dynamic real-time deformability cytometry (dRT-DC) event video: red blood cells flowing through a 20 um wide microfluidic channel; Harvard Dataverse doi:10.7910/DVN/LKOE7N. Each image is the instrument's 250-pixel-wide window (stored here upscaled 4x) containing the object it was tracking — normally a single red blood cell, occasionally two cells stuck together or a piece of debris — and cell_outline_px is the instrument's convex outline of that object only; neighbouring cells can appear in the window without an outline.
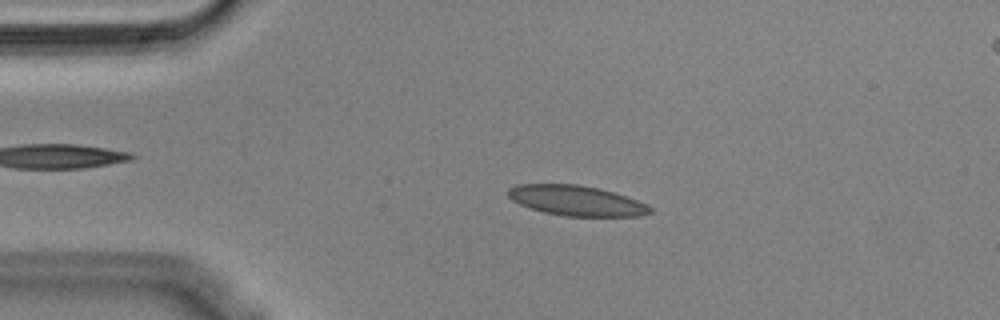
{"species": "Egyptian fruit bat (a non-hibernating species)", "species_latin": "Rousettus aegyptiacus", "temperature_condition": "cold", "stored_images_in_passage": 53, "camera_frame_rate_fps": 3000, "um_per_image_px": 0.085, "animal": {"sex": "male"}, "frame": {"image": 1, "passage_image": 10, "time_ms": 3.0, "image_size_px": [1000, 320], "cell_outline_px": [[652, 212], [640, 216], [564, 216], [544, 212], [520, 204], [512, 200], [508, 196], [508, 188], [516, 184], [576, 184], [600, 188], [616, 192], [628, 196], [652, 208]], "centroid_in_image_um": [48.99, 17.04], "position_along_channel_um": 36.0, "area_um2": 24.97}}
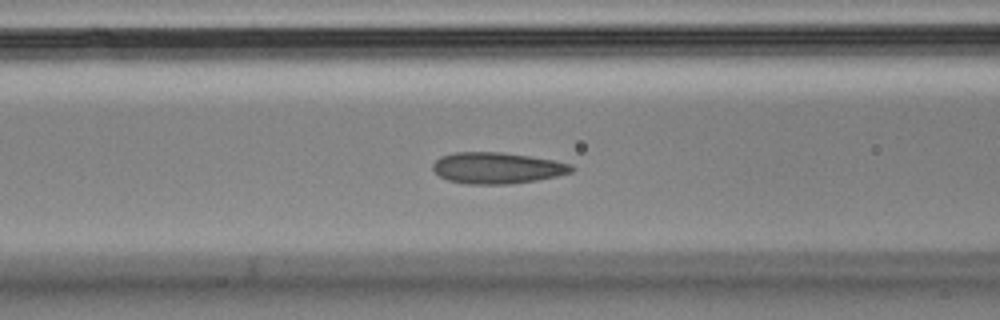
{"frame": {"image": 2, "passage_image": 20, "time_ms": 6.333, "image_size_px": [1000, 320], "cell_outline_px": [[576, 168], [572, 172], [556, 176], [536, 180], [512, 184], [468, 184], [448, 180], [440, 176], [432, 168], [432, 164], [440, 156], [456, 152], [500, 152], [528, 156], [552, 160], [572, 164]], "centroid_in_image_um": [42.25, 14.28], "position_along_channel_um": 124.3, "area_um2": 25.2}}
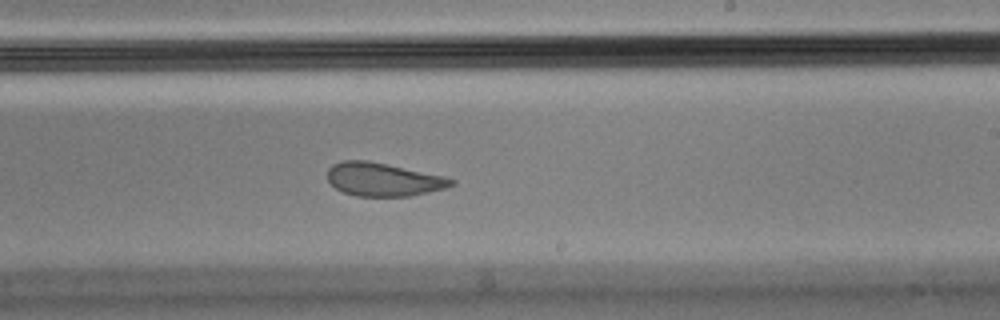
{"frame": {"image": 3, "passage_image": 31, "time_ms": 10.0, "image_size_px": [1000, 320], "cell_outline_px": [[456, 184], [444, 188], [428, 192], [408, 196], [356, 196], [344, 192], [336, 188], [328, 180], [328, 168], [332, 164], [344, 160], [368, 160], [444, 176], [456, 180]], "centroid_in_image_um": [32.57, 15.25], "position_along_channel_um": 256.4, "area_um2": 23.93}, "authors_computed_cell_mechanics": {"area_um2": 25.3164, "velocity_mm_per_s": 3.6039, "shape_relaxation_time_tau1_ms": 7.3864, "shape_relaxation_time_tau2_ms": 1.4796, "deformation_change_tau1": 0.1715, "deformation_change_tau2": 0.0763}}